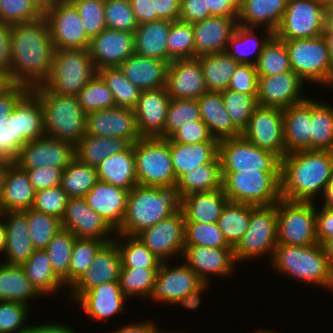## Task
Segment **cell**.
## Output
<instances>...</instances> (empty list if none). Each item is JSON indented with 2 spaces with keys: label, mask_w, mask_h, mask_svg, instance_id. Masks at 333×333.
<instances>
[{
  "label": "cell",
  "mask_w": 333,
  "mask_h": 333,
  "mask_svg": "<svg viewBox=\"0 0 333 333\" xmlns=\"http://www.w3.org/2000/svg\"><path fill=\"white\" fill-rule=\"evenodd\" d=\"M288 0H239L238 24L245 27H263L273 33L278 28ZM266 26V27H265Z\"/></svg>",
  "instance_id": "obj_36"
},
{
  "label": "cell",
  "mask_w": 333,
  "mask_h": 333,
  "mask_svg": "<svg viewBox=\"0 0 333 333\" xmlns=\"http://www.w3.org/2000/svg\"><path fill=\"white\" fill-rule=\"evenodd\" d=\"M258 28L237 25L231 39L228 41L226 53L238 63L256 65L264 46L274 36L271 30L265 28L263 37L255 32ZM254 55V56H252ZM252 57V59H251ZM254 57V60H253Z\"/></svg>",
  "instance_id": "obj_40"
},
{
  "label": "cell",
  "mask_w": 333,
  "mask_h": 333,
  "mask_svg": "<svg viewBox=\"0 0 333 333\" xmlns=\"http://www.w3.org/2000/svg\"><path fill=\"white\" fill-rule=\"evenodd\" d=\"M69 197L61 188L56 186L48 189L36 191L32 209L56 216L62 219L66 210Z\"/></svg>",
  "instance_id": "obj_66"
},
{
  "label": "cell",
  "mask_w": 333,
  "mask_h": 333,
  "mask_svg": "<svg viewBox=\"0 0 333 333\" xmlns=\"http://www.w3.org/2000/svg\"><path fill=\"white\" fill-rule=\"evenodd\" d=\"M132 145L137 184L175 188L177 179L173 170L169 140L159 137H142Z\"/></svg>",
  "instance_id": "obj_9"
},
{
  "label": "cell",
  "mask_w": 333,
  "mask_h": 333,
  "mask_svg": "<svg viewBox=\"0 0 333 333\" xmlns=\"http://www.w3.org/2000/svg\"><path fill=\"white\" fill-rule=\"evenodd\" d=\"M32 186L25 170L12 162L7 169L0 197V213L24 211L32 208L35 199Z\"/></svg>",
  "instance_id": "obj_35"
},
{
  "label": "cell",
  "mask_w": 333,
  "mask_h": 333,
  "mask_svg": "<svg viewBox=\"0 0 333 333\" xmlns=\"http://www.w3.org/2000/svg\"><path fill=\"white\" fill-rule=\"evenodd\" d=\"M282 41L288 49L291 69L305 83L333 87V63L323 35Z\"/></svg>",
  "instance_id": "obj_10"
},
{
  "label": "cell",
  "mask_w": 333,
  "mask_h": 333,
  "mask_svg": "<svg viewBox=\"0 0 333 333\" xmlns=\"http://www.w3.org/2000/svg\"><path fill=\"white\" fill-rule=\"evenodd\" d=\"M96 170L100 181L130 191L137 185L133 145L131 144L125 151L104 159Z\"/></svg>",
  "instance_id": "obj_39"
},
{
  "label": "cell",
  "mask_w": 333,
  "mask_h": 333,
  "mask_svg": "<svg viewBox=\"0 0 333 333\" xmlns=\"http://www.w3.org/2000/svg\"><path fill=\"white\" fill-rule=\"evenodd\" d=\"M121 256L116 242L105 243L80 278L70 287L68 298L76 302L87 290L109 282H119Z\"/></svg>",
  "instance_id": "obj_21"
},
{
  "label": "cell",
  "mask_w": 333,
  "mask_h": 333,
  "mask_svg": "<svg viewBox=\"0 0 333 333\" xmlns=\"http://www.w3.org/2000/svg\"><path fill=\"white\" fill-rule=\"evenodd\" d=\"M158 269L159 268H121L119 285L122 293L128 299L134 296L148 299Z\"/></svg>",
  "instance_id": "obj_55"
},
{
  "label": "cell",
  "mask_w": 333,
  "mask_h": 333,
  "mask_svg": "<svg viewBox=\"0 0 333 333\" xmlns=\"http://www.w3.org/2000/svg\"><path fill=\"white\" fill-rule=\"evenodd\" d=\"M197 58L207 90L221 92L228 89L231 77L240 63L226 52L201 55Z\"/></svg>",
  "instance_id": "obj_46"
},
{
  "label": "cell",
  "mask_w": 333,
  "mask_h": 333,
  "mask_svg": "<svg viewBox=\"0 0 333 333\" xmlns=\"http://www.w3.org/2000/svg\"><path fill=\"white\" fill-rule=\"evenodd\" d=\"M323 37L327 43L329 56L333 63V9L327 12Z\"/></svg>",
  "instance_id": "obj_80"
},
{
  "label": "cell",
  "mask_w": 333,
  "mask_h": 333,
  "mask_svg": "<svg viewBox=\"0 0 333 333\" xmlns=\"http://www.w3.org/2000/svg\"><path fill=\"white\" fill-rule=\"evenodd\" d=\"M327 12L316 0H288L274 36L280 40L322 36Z\"/></svg>",
  "instance_id": "obj_14"
},
{
  "label": "cell",
  "mask_w": 333,
  "mask_h": 333,
  "mask_svg": "<svg viewBox=\"0 0 333 333\" xmlns=\"http://www.w3.org/2000/svg\"><path fill=\"white\" fill-rule=\"evenodd\" d=\"M316 238L323 245L333 237V208L322 207L318 210L316 205Z\"/></svg>",
  "instance_id": "obj_73"
},
{
  "label": "cell",
  "mask_w": 333,
  "mask_h": 333,
  "mask_svg": "<svg viewBox=\"0 0 333 333\" xmlns=\"http://www.w3.org/2000/svg\"><path fill=\"white\" fill-rule=\"evenodd\" d=\"M222 188L221 161L219 156L211 163L187 171L177 179L176 193L182 197L195 192H208Z\"/></svg>",
  "instance_id": "obj_43"
},
{
  "label": "cell",
  "mask_w": 333,
  "mask_h": 333,
  "mask_svg": "<svg viewBox=\"0 0 333 333\" xmlns=\"http://www.w3.org/2000/svg\"><path fill=\"white\" fill-rule=\"evenodd\" d=\"M238 17L211 16L193 23L195 58L226 51L237 25Z\"/></svg>",
  "instance_id": "obj_29"
},
{
  "label": "cell",
  "mask_w": 333,
  "mask_h": 333,
  "mask_svg": "<svg viewBox=\"0 0 333 333\" xmlns=\"http://www.w3.org/2000/svg\"><path fill=\"white\" fill-rule=\"evenodd\" d=\"M30 89L20 84L6 83L0 88V129L11 114L17 102Z\"/></svg>",
  "instance_id": "obj_69"
},
{
  "label": "cell",
  "mask_w": 333,
  "mask_h": 333,
  "mask_svg": "<svg viewBox=\"0 0 333 333\" xmlns=\"http://www.w3.org/2000/svg\"><path fill=\"white\" fill-rule=\"evenodd\" d=\"M30 90L40 99L47 137L76 144L86 134L87 114L76 96L51 92L43 85Z\"/></svg>",
  "instance_id": "obj_5"
},
{
  "label": "cell",
  "mask_w": 333,
  "mask_h": 333,
  "mask_svg": "<svg viewBox=\"0 0 333 333\" xmlns=\"http://www.w3.org/2000/svg\"><path fill=\"white\" fill-rule=\"evenodd\" d=\"M116 242L121 256V268H159L161 260L156 257L136 236L116 233Z\"/></svg>",
  "instance_id": "obj_49"
},
{
  "label": "cell",
  "mask_w": 333,
  "mask_h": 333,
  "mask_svg": "<svg viewBox=\"0 0 333 333\" xmlns=\"http://www.w3.org/2000/svg\"><path fill=\"white\" fill-rule=\"evenodd\" d=\"M185 246L230 247L217 223L185 222Z\"/></svg>",
  "instance_id": "obj_61"
},
{
  "label": "cell",
  "mask_w": 333,
  "mask_h": 333,
  "mask_svg": "<svg viewBox=\"0 0 333 333\" xmlns=\"http://www.w3.org/2000/svg\"><path fill=\"white\" fill-rule=\"evenodd\" d=\"M0 158L14 162L13 110L0 129Z\"/></svg>",
  "instance_id": "obj_74"
},
{
  "label": "cell",
  "mask_w": 333,
  "mask_h": 333,
  "mask_svg": "<svg viewBox=\"0 0 333 333\" xmlns=\"http://www.w3.org/2000/svg\"><path fill=\"white\" fill-rule=\"evenodd\" d=\"M29 307L20 302L0 301V333H29Z\"/></svg>",
  "instance_id": "obj_63"
},
{
  "label": "cell",
  "mask_w": 333,
  "mask_h": 333,
  "mask_svg": "<svg viewBox=\"0 0 333 333\" xmlns=\"http://www.w3.org/2000/svg\"><path fill=\"white\" fill-rule=\"evenodd\" d=\"M88 51L97 70L119 67L134 53V33L106 28L90 40Z\"/></svg>",
  "instance_id": "obj_25"
},
{
  "label": "cell",
  "mask_w": 333,
  "mask_h": 333,
  "mask_svg": "<svg viewBox=\"0 0 333 333\" xmlns=\"http://www.w3.org/2000/svg\"><path fill=\"white\" fill-rule=\"evenodd\" d=\"M11 34V25L0 23V76L6 83H9Z\"/></svg>",
  "instance_id": "obj_72"
},
{
  "label": "cell",
  "mask_w": 333,
  "mask_h": 333,
  "mask_svg": "<svg viewBox=\"0 0 333 333\" xmlns=\"http://www.w3.org/2000/svg\"><path fill=\"white\" fill-rule=\"evenodd\" d=\"M311 98V150L333 151V105Z\"/></svg>",
  "instance_id": "obj_48"
},
{
  "label": "cell",
  "mask_w": 333,
  "mask_h": 333,
  "mask_svg": "<svg viewBox=\"0 0 333 333\" xmlns=\"http://www.w3.org/2000/svg\"><path fill=\"white\" fill-rule=\"evenodd\" d=\"M241 135L255 146L283 158L286 155L283 109L258 105Z\"/></svg>",
  "instance_id": "obj_16"
},
{
  "label": "cell",
  "mask_w": 333,
  "mask_h": 333,
  "mask_svg": "<svg viewBox=\"0 0 333 333\" xmlns=\"http://www.w3.org/2000/svg\"><path fill=\"white\" fill-rule=\"evenodd\" d=\"M197 120H202L197 99H171L164 133L159 138L168 139L187 122Z\"/></svg>",
  "instance_id": "obj_60"
},
{
  "label": "cell",
  "mask_w": 333,
  "mask_h": 333,
  "mask_svg": "<svg viewBox=\"0 0 333 333\" xmlns=\"http://www.w3.org/2000/svg\"><path fill=\"white\" fill-rule=\"evenodd\" d=\"M86 134L97 137H121L130 144L142 138L134 110L120 106L87 113Z\"/></svg>",
  "instance_id": "obj_20"
},
{
  "label": "cell",
  "mask_w": 333,
  "mask_h": 333,
  "mask_svg": "<svg viewBox=\"0 0 333 333\" xmlns=\"http://www.w3.org/2000/svg\"><path fill=\"white\" fill-rule=\"evenodd\" d=\"M77 98L86 114L116 106L112 92L98 74L81 89Z\"/></svg>",
  "instance_id": "obj_58"
},
{
  "label": "cell",
  "mask_w": 333,
  "mask_h": 333,
  "mask_svg": "<svg viewBox=\"0 0 333 333\" xmlns=\"http://www.w3.org/2000/svg\"><path fill=\"white\" fill-rule=\"evenodd\" d=\"M180 198L175 188L135 185L128 193L126 213L119 234L136 236L143 229L175 214Z\"/></svg>",
  "instance_id": "obj_3"
},
{
  "label": "cell",
  "mask_w": 333,
  "mask_h": 333,
  "mask_svg": "<svg viewBox=\"0 0 333 333\" xmlns=\"http://www.w3.org/2000/svg\"><path fill=\"white\" fill-rule=\"evenodd\" d=\"M126 299L119 282H109L87 290L76 303L90 320L105 322L124 311Z\"/></svg>",
  "instance_id": "obj_28"
},
{
  "label": "cell",
  "mask_w": 333,
  "mask_h": 333,
  "mask_svg": "<svg viewBox=\"0 0 333 333\" xmlns=\"http://www.w3.org/2000/svg\"><path fill=\"white\" fill-rule=\"evenodd\" d=\"M77 8L86 36L91 40L105 30L104 0H72Z\"/></svg>",
  "instance_id": "obj_64"
},
{
  "label": "cell",
  "mask_w": 333,
  "mask_h": 333,
  "mask_svg": "<svg viewBox=\"0 0 333 333\" xmlns=\"http://www.w3.org/2000/svg\"><path fill=\"white\" fill-rule=\"evenodd\" d=\"M255 67L258 76L276 75L292 70L285 42L273 36L264 46Z\"/></svg>",
  "instance_id": "obj_54"
},
{
  "label": "cell",
  "mask_w": 333,
  "mask_h": 333,
  "mask_svg": "<svg viewBox=\"0 0 333 333\" xmlns=\"http://www.w3.org/2000/svg\"><path fill=\"white\" fill-rule=\"evenodd\" d=\"M316 203L281 198L277 203V243L310 246L316 238Z\"/></svg>",
  "instance_id": "obj_12"
},
{
  "label": "cell",
  "mask_w": 333,
  "mask_h": 333,
  "mask_svg": "<svg viewBox=\"0 0 333 333\" xmlns=\"http://www.w3.org/2000/svg\"><path fill=\"white\" fill-rule=\"evenodd\" d=\"M61 224L62 228L71 231L76 238L98 239L106 243L113 241L117 233L88 206L84 197L68 199Z\"/></svg>",
  "instance_id": "obj_19"
},
{
  "label": "cell",
  "mask_w": 333,
  "mask_h": 333,
  "mask_svg": "<svg viewBox=\"0 0 333 333\" xmlns=\"http://www.w3.org/2000/svg\"><path fill=\"white\" fill-rule=\"evenodd\" d=\"M277 203L254 206L250 204V221L247 231L234 250L236 262L273 256L277 246Z\"/></svg>",
  "instance_id": "obj_11"
},
{
  "label": "cell",
  "mask_w": 333,
  "mask_h": 333,
  "mask_svg": "<svg viewBox=\"0 0 333 333\" xmlns=\"http://www.w3.org/2000/svg\"><path fill=\"white\" fill-rule=\"evenodd\" d=\"M41 295L32 286L21 265L0 263V301L20 302L29 305Z\"/></svg>",
  "instance_id": "obj_44"
},
{
  "label": "cell",
  "mask_w": 333,
  "mask_h": 333,
  "mask_svg": "<svg viewBox=\"0 0 333 333\" xmlns=\"http://www.w3.org/2000/svg\"><path fill=\"white\" fill-rule=\"evenodd\" d=\"M333 175V151L303 150L282 158L281 195L291 201L316 202Z\"/></svg>",
  "instance_id": "obj_2"
},
{
  "label": "cell",
  "mask_w": 333,
  "mask_h": 333,
  "mask_svg": "<svg viewBox=\"0 0 333 333\" xmlns=\"http://www.w3.org/2000/svg\"><path fill=\"white\" fill-rule=\"evenodd\" d=\"M169 142L182 144H196L200 142L219 141L215 139L208 129V126L202 121L197 120L187 122L176 130L169 138Z\"/></svg>",
  "instance_id": "obj_67"
},
{
  "label": "cell",
  "mask_w": 333,
  "mask_h": 333,
  "mask_svg": "<svg viewBox=\"0 0 333 333\" xmlns=\"http://www.w3.org/2000/svg\"><path fill=\"white\" fill-rule=\"evenodd\" d=\"M185 219L181 209L136 235L162 262L183 254ZM180 254V255H179Z\"/></svg>",
  "instance_id": "obj_17"
},
{
  "label": "cell",
  "mask_w": 333,
  "mask_h": 333,
  "mask_svg": "<svg viewBox=\"0 0 333 333\" xmlns=\"http://www.w3.org/2000/svg\"><path fill=\"white\" fill-rule=\"evenodd\" d=\"M153 321L154 320H146L140 323H130L126 324L125 326L122 325V327L118 328V330L116 329L108 333H158L160 329L158 328V326H156V322Z\"/></svg>",
  "instance_id": "obj_78"
},
{
  "label": "cell",
  "mask_w": 333,
  "mask_h": 333,
  "mask_svg": "<svg viewBox=\"0 0 333 333\" xmlns=\"http://www.w3.org/2000/svg\"><path fill=\"white\" fill-rule=\"evenodd\" d=\"M35 191L59 186L63 170L56 167H38L25 170Z\"/></svg>",
  "instance_id": "obj_70"
},
{
  "label": "cell",
  "mask_w": 333,
  "mask_h": 333,
  "mask_svg": "<svg viewBox=\"0 0 333 333\" xmlns=\"http://www.w3.org/2000/svg\"><path fill=\"white\" fill-rule=\"evenodd\" d=\"M14 161L20 148L29 141L46 136L40 99L29 90L13 108Z\"/></svg>",
  "instance_id": "obj_24"
},
{
  "label": "cell",
  "mask_w": 333,
  "mask_h": 333,
  "mask_svg": "<svg viewBox=\"0 0 333 333\" xmlns=\"http://www.w3.org/2000/svg\"><path fill=\"white\" fill-rule=\"evenodd\" d=\"M171 21L158 20L138 25L134 32V53L167 61V45Z\"/></svg>",
  "instance_id": "obj_41"
},
{
  "label": "cell",
  "mask_w": 333,
  "mask_h": 333,
  "mask_svg": "<svg viewBox=\"0 0 333 333\" xmlns=\"http://www.w3.org/2000/svg\"><path fill=\"white\" fill-rule=\"evenodd\" d=\"M11 31L9 83L29 89L42 85L50 74L55 53L46 18L14 24Z\"/></svg>",
  "instance_id": "obj_1"
},
{
  "label": "cell",
  "mask_w": 333,
  "mask_h": 333,
  "mask_svg": "<svg viewBox=\"0 0 333 333\" xmlns=\"http://www.w3.org/2000/svg\"><path fill=\"white\" fill-rule=\"evenodd\" d=\"M5 224V261L7 265H22L35 251L29 235L27 215L24 211L0 213Z\"/></svg>",
  "instance_id": "obj_30"
},
{
  "label": "cell",
  "mask_w": 333,
  "mask_h": 333,
  "mask_svg": "<svg viewBox=\"0 0 333 333\" xmlns=\"http://www.w3.org/2000/svg\"><path fill=\"white\" fill-rule=\"evenodd\" d=\"M221 172L267 171L281 173L282 158L259 148L242 135L219 140Z\"/></svg>",
  "instance_id": "obj_13"
},
{
  "label": "cell",
  "mask_w": 333,
  "mask_h": 333,
  "mask_svg": "<svg viewBox=\"0 0 333 333\" xmlns=\"http://www.w3.org/2000/svg\"><path fill=\"white\" fill-rule=\"evenodd\" d=\"M228 89L257 97L258 73L256 67L240 63L231 77Z\"/></svg>",
  "instance_id": "obj_68"
},
{
  "label": "cell",
  "mask_w": 333,
  "mask_h": 333,
  "mask_svg": "<svg viewBox=\"0 0 333 333\" xmlns=\"http://www.w3.org/2000/svg\"><path fill=\"white\" fill-rule=\"evenodd\" d=\"M286 154L311 150V98L283 109Z\"/></svg>",
  "instance_id": "obj_32"
},
{
  "label": "cell",
  "mask_w": 333,
  "mask_h": 333,
  "mask_svg": "<svg viewBox=\"0 0 333 333\" xmlns=\"http://www.w3.org/2000/svg\"><path fill=\"white\" fill-rule=\"evenodd\" d=\"M29 225V235L35 250L45 249L55 234L61 230V219L37 212L32 208L24 210Z\"/></svg>",
  "instance_id": "obj_56"
},
{
  "label": "cell",
  "mask_w": 333,
  "mask_h": 333,
  "mask_svg": "<svg viewBox=\"0 0 333 333\" xmlns=\"http://www.w3.org/2000/svg\"><path fill=\"white\" fill-rule=\"evenodd\" d=\"M222 190L230 202L254 206L278 203L281 173L267 171L221 172Z\"/></svg>",
  "instance_id": "obj_7"
},
{
  "label": "cell",
  "mask_w": 333,
  "mask_h": 333,
  "mask_svg": "<svg viewBox=\"0 0 333 333\" xmlns=\"http://www.w3.org/2000/svg\"><path fill=\"white\" fill-rule=\"evenodd\" d=\"M76 331L70 328V326L61 325L60 323H45L31 325L29 333H77Z\"/></svg>",
  "instance_id": "obj_79"
},
{
  "label": "cell",
  "mask_w": 333,
  "mask_h": 333,
  "mask_svg": "<svg viewBox=\"0 0 333 333\" xmlns=\"http://www.w3.org/2000/svg\"><path fill=\"white\" fill-rule=\"evenodd\" d=\"M99 181L97 170L75 158L62 172L60 186L69 198L85 197Z\"/></svg>",
  "instance_id": "obj_50"
},
{
  "label": "cell",
  "mask_w": 333,
  "mask_h": 333,
  "mask_svg": "<svg viewBox=\"0 0 333 333\" xmlns=\"http://www.w3.org/2000/svg\"><path fill=\"white\" fill-rule=\"evenodd\" d=\"M168 263L161 262L148 299L156 303L181 304L186 309H197L207 285L184 262L173 267Z\"/></svg>",
  "instance_id": "obj_6"
},
{
  "label": "cell",
  "mask_w": 333,
  "mask_h": 333,
  "mask_svg": "<svg viewBox=\"0 0 333 333\" xmlns=\"http://www.w3.org/2000/svg\"><path fill=\"white\" fill-rule=\"evenodd\" d=\"M229 202L222 188L195 192L180 199L185 222L217 223L223 208Z\"/></svg>",
  "instance_id": "obj_34"
},
{
  "label": "cell",
  "mask_w": 333,
  "mask_h": 333,
  "mask_svg": "<svg viewBox=\"0 0 333 333\" xmlns=\"http://www.w3.org/2000/svg\"><path fill=\"white\" fill-rule=\"evenodd\" d=\"M212 16L238 17L239 0H205Z\"/></svg>",
  "instance_id": "obj_77"
},
{
  "label": "cell",
  "mask_w": 333,
  "mask_h": 333,
  "mask_svg": "<svg viewBox=\"0 0 333 333\" xmlns=\"http://www.w3.org/2000/svg\"><path fill=\"white\" fill-rule=\"evenodd\" d=\"M75 239L76 236L71 231L61 228L45 248L53 271L67 286H69L70 258Z\"/></svg>",
  "instance_id": "obj_52"
},
{
  "label": "cell",
  "mask_w": 333,
  "mask_h": 333,
  "mask_svg": "<svg viewBox=\"0 0 333 333\" xmlns=\"http://www.w3.org/2000/svg\"><path fill=\"white\" fill-rule=\"evenodd\" d=\"M128 193V190L99 180L84 198L88 206L117 231L126 213Z\"/></svg>",
  "instance_id": "obj_31"
},
{
  "label": "cell",
  "mask_w": 333,
  "mask_h": 333,
  "mask_svg": "<svg viewBox=\"0 0 333 333\" xmlns=\"http://www.w3.org/2000/svg\"><path fill=\"white\" fill-rule=\"evenodd\" d=\"M168 64V61L133 53L121 63L119 68L141 91H147L166 86Z\"/></svg>",
  "instance_id": "obj_33"
},
{
  "label": "cell",
  "mask_w": 333,
  "mask_h": 333,
  "mask_svg": "<svg viewBox=\"0 0 333 333\" xmlns=\"http://www.w3.org/2000/svg\"><path fill=\"white\" fill-rule=\"evenodd\" d=\"M130 145L121 137H97L85 134L75 144V155L83 164L97 168L104 159L125 151Z\"/></svg>",
  "instance_id": "obj_42"
},
{
  "label": "cell",
  "mask_w": 333,
  "mask_h": 333,
  "mask_svg": "<svg viewBox=\"0 0 333 333\" xmlns=\"http://www.w3.org/2000/svg\"><path fill=\"white\" fill-rule=\"evenodd\" d=\"M250 221V204L228 202L217 221L227 244L233 249L241 241Z\"/></svg>",
  "instance_id": "obj_47"
},
{
  "label": "cell",
  "mask_w": 333,
  "mask_h": 333,
  "mask_svg": "<svg viewBox=\"0 0 333 333\" xmlns=\"http://www.w3.org/2000/svg\"><path fill=\"white\" fill-rule=\"evenodd\" d=\"M211 16L205 0H180V21L195 23Z\"/></svg>",
  "instance_id": "obj_71"
},
{
  "label": "cell",
  "mask_w": 333,
  "mask_h": 333,
  "mask_svg": "<svg viewBox=\"0 0 333 333\" xmlns=\"http://www.w3.org/2000/svg\"><path fill=\"white\" fill-rule=\"evenodd\" d=\"M104 13L108 29L134 33L139 25L129 0H104Z\"/></svg>",
  "instance_id": "obj_62"
},
{
  "label": "cell",
  "mask_w": 333,
  "mask_h": 333,
  "mask_svg": "<svg viewBox=\"0 0 333 333\" xmlns=\"http://www.w3.org/2000/svg\"><path fill=\"white\" fill-rule=\"evenodd\" d=\"M137 23L157 21V13L154 10V0H129Z\"/></svg>",
  "instance_id": "obj_75"
},
{
  "label": "cell",
  "mask_w": 333,
  "mask_h": 333,
  "mask_svg": "<svg viewBox=\"0 0 333 333\" xmlns=\"http://www.w3.org/2000/svg\"><path fill=\"white\" fill-rule=\"evenodd\" d=\"M304 81L293 71L276 75L258 76L257 103L260 106L285 109L303 102Z\"/></svg>",
  "instance_id": "obj_23"
},
{
  "label": "cell",
  "mask_w": 333,
  "mask_h": 333,
  "mask_svg": "<svg viewBox=\"0 0 333 333\" xmlns=\"http://www.w3.org/2000/svg\"><path fill=\"white\" fill-rule=\"evenodd\" d=\"M75 158V144L44 136L22 146L14 163L23 170L43 166L64 170Z\"/></svg>",
  "instance_id": "obj_18"
},
{
  "label": "cell",
  "mask_w": 333,
  "mask_h": 333,
  "mask_svg": "<svg viewBox=\"0 0 333 333\" xmlns=\"http://www.w3.org/2000/svg\"><path fill=\"white\" fill-rule=\"evenodd\" d=\"M182 257V261L184 259V263L198 275L207 287L211 282V275L231 276L237 266L232 247L184 246Z\"/></svg>",
  "instance_id": "obj_22"
},
{
  "label": "cell",
  "mask_w": 333,
  "mask_h": 333,
  "mask_svg": "<svg viewBox=\"0 0 333 333\" xmlns=\"http://www.w3.org/2000/svg\"><path fill=\"white\" fill-rule=\"evenodd\" d=\"M96 74L88 49H55L50 74L42 85L51 92L77 97Z\"/></svg>",
  "instance_id": "obj_8"
},
{
  "label": "cell",
  "mask_w": 333,
  "mask_h": 333,
  "mask_svg": "<svg viewBox=\"0 0 333 333\" xmlns=\"http://www.w3.org/2000/svg\"><path fill=\"white\" fill-rule=\"evenodd\" d=\"M46 18L55 49H88L79 12L71 1H61L43 13Z\"/></svg>",
  "instance_id": "obj_15"
},
{
  "label": "cell",
  "mask_w": 333,
  "mask_h": 333,
  "mask_svg": "<svg viewBox=\"0 0 333 333\" xmlns=\"http://www.w3.org/2000/svg\"><path fill=\"white\" fill-rule=\"evenodd\" d=\"M224 106L233 124L242 132L258 106L257 97L230 89L221 91Z\"/></svg>",
  "instance_id": "obj_59"
},
{
  "label": "cell",
  "mask_w": 333,
  "mask_h": 333,
  "mask_svg": "<svg viewBox=\"0 0 333 333\" xmlns=\"http://www.w3.org/2000/svg\"><path fill=\"white\" fill-rule=\"evenodd\" d=\"M170 100L166 87L141 91L133 110L142 137H160L164 133Z\"/></svg>",
  "instance_id": "obj_27"
},
{
  "label": "cell",
  "mask_w": 333,
  "mask_h": 333,
  "mask_svg": "<svg viewBox=\"0 0 333 333\" xmlns=\"http://www.w3.org/2000/svg\"><path fill=\"white\" fill-rule=\"evenodd\" d=\"M166 89L171 99H199L208 90L199 59H178L168 64Z\"/></svg>",
  "instance_id": "obj_26"
},
{
  "label": "cell",
  "mask_w": 333,
  "mask_h": 333,
  "mask_svg": "<svg viewBox=\"0 0 333 333\" xmlns=\"http://www.w3.org/2000/svg\"><path fill=\"white\" fill-rule=\"evenodd\" d=\"M270 262L276 272L284 276L333 292V270L319 243L310 246L277 244Z\"/></svg>",
  "instance_id": "obj_4"
},
{
  "label": "cell",
  "mask_w": 333,
  "mask_h": 333,
  "mask_svg": "<svg viewBox=\"0 0 333 333\" xmlns=\"http://www.w3.org/2000/svg\"><path fill=\"white\" fill-rule=\"evenodd\" d=\"M158 20L176 21L180 16V0H154Z\"/></svg>",
  "instance_id": "obj_76"
},
{
  "label": "cell",
  "mask_w": 333,
  "mask_h": 333,
  "mask_svg": "<svg viewBox=\"0 0 333 333\" xmlns=\"http://www.w3.org/2000/svg\"><path fill=\"white\" fill-rule=\"evenodd\" d=\"M21 266L32 286L41 296L52 295L61 287L65 288L64 283L53 271L45 249L35 250L30 258Z\"/></svg>",
  "instance_id": "obj_45"
},
{
  "label": "cell",
  "mask_w": 333,
  "mask_h": 333,
  "mask_svg": "<svg viewBox=\"0 0 333 333\" xmlns=\"http://www.w3.org/2000/svg\"><path fill=\"white\" fill-rule=\"evenodd\" d=\"M202 121L217 140L241 136L242 132L228 115L221 92L207 91L197 99Z\"/></svg>",
  "instance_id": "obj_37"
},
{
  "label": "cell",
  "mask_w": 333,
  "mask_h": 333,
  "mask_svg": "<svg viewBox=\"0 0 333 333\" xmlns=\"http://www.w3.org/2000/svg\"><path fill=\"white\" fill-rule=\"evenodd\" d=\"M98 239L76 238L73 244L69 267V288L87 271L95 255L105 244Z\"/></svg>",
  "instance_id": "obj_57"
},
{
  "label": "cell",
  "mask_w": 333,
  "mask_h": 333,
  "mask_svg": "<svg viewBox=\"0 0 333 333\" xmlns=\"http://www.w3.org/2000/svg\"><path fill=\"white\" fill-rule=\"evenodd\" d=\"M173 170L178 179L187 171L205 163H211L219 156V141L182 144L170 142Z\"/></svg>",
  "instance_id": "obj_38"
},
{
  "label": "cell",
  "mask_w": 333,
  "mask_h": 333,
  "mask_svg": "<svg viewBox=\"0 0 333 333\" xmlns=\"http://www.w3.org/2000/svg\"><path fill=\"white\" fill-rule=\"evenodd\" d=\"M112 92L116 106L134 109L137 105L141 90L126 78L119 67H106L97 70Z\"/></svg>",
  "instance_id": "obj_51"
},
{
  "label": "cell",
  "mask_w": 333,
  "mask_h": 333,
  "mask_svg": "<svg viewBox=\"0 0 333 333\" xmlns=\"http://www.w3.org/2000/svg\"><path fill=\"white\" fill-rule=\"evenodd\" d=\"M167 45V61L195 58L193 23L180 20L171 22Z\"/></svg>",
  "instance_id": "obj_53"
},
{
  "label": "cell",
  "mask_w": 333,
  "mask_h": 333,
  "mask_svg": "<svg viewBox=\"0 0 333 333\" xmlns=\"http://www.w3.org/2000/svg\"><path fill=\"white\" fill-rule=\"evenodd\" d=\"M43 16L32 0H0V23L14 25Z\"/></svg>",
  "instance_id": "obj_65"
}]
</instances>
